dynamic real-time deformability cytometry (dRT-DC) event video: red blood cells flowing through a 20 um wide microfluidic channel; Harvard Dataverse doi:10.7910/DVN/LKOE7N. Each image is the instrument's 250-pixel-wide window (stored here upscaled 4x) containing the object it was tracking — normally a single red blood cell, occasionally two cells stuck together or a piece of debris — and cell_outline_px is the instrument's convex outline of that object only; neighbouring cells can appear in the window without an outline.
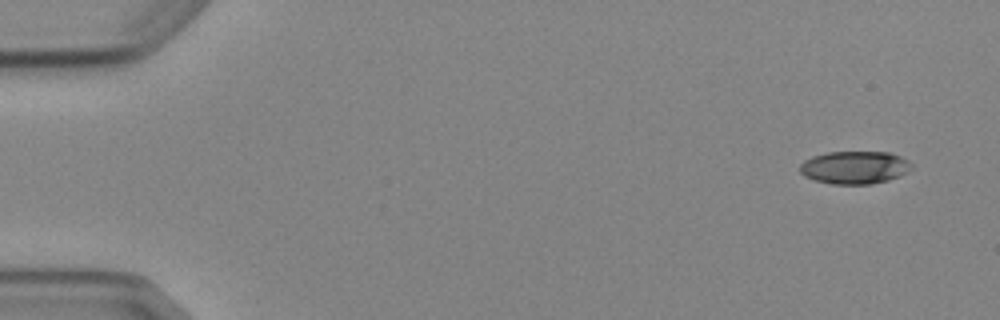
{"species": "Egyptian fruit bat (a non-hibernating species)", "species_latin": "Rousettus aegyptiacus", "temperature_condition": "cold", "stored_images_in_passage": 5, "camera_frame_rate_fps": 3000, "um_per_image_px": 0.085, "animal": {"sex": "female"}, "frame": {"image": 1, "passage_image": 1, "time_ms": 0.0, "image_size_px": [1000, 320], "cell_outline_px": [[912, 168], [908, 172], [900, 176], [888, 180], [868, 184], [832, 184], [816, 180], [804, 176], [800, 172], [800, 164], [804, 160], [812, 156], [828, 152], [888, 152], [900, 156], [908, 160], [912, 164]], "centroid_in_image_um": [72.65, 14.23], "position_along_channel_um": 12.3, "area_um2": 21.39}}